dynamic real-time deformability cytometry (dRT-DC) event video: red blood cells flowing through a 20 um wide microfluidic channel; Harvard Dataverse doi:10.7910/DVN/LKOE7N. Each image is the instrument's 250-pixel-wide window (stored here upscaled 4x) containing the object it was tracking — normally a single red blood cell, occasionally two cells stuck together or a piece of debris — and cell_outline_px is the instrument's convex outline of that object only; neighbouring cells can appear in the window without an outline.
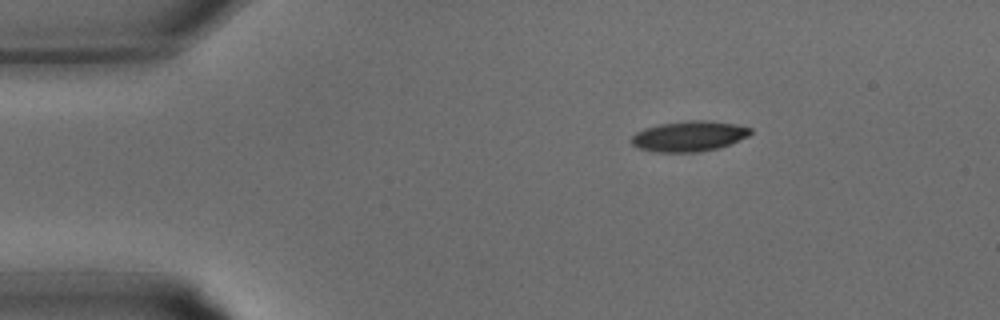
{"species": "common noctule bat (a hibernating species)", "species_latin": "Nyctalus noctula", "temperature_condition": "warm", "stored_images_in_passage": 28, "camera_frame_rate_fps": 3000, "um_per_image_px": 0.085, "animal": {"sex": "male", "body_mass_g": 15.6}, "frame": {"image": 1, "passage_image": 1, "time_ms": 0.0, "image_size_px": [1000, 320], "cell_outline_px": [[752, 132], [748, 136], [720, 148], [696, 152], [652, 152], [640, 148], [632, 144], [632, 136], [636, 132], [644, 128], [660, 124], [688, 120], [704, 120], [736, 124], [752, 128]], "centroid_in_image_um": [58.58, 11.58], "position_along_channel_um": 26.4, "area_um2": 21.1}}
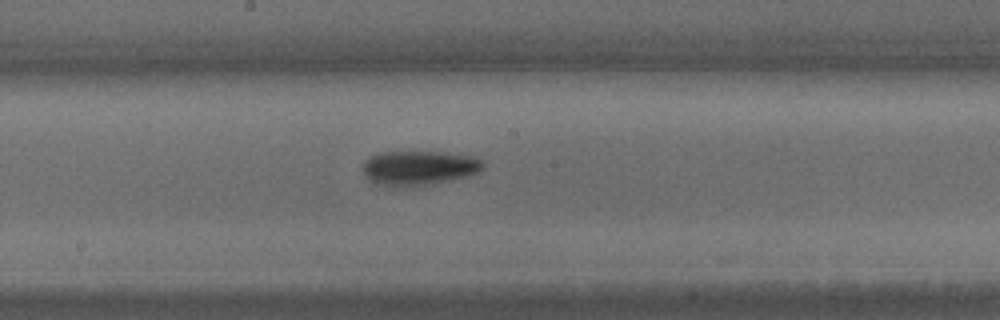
{"frame": {"image": 2, "passage_image": 13, "time_ms": 4.0, "image_size_px": [1000, 320], "cell_outline_px": [[484, 168], [480, 172], [464, 176], [428, 184], [396, 188], [376, 184], [368, 180], [364, 172], [364, 160], [368, 156], [380, 152], [440, 152], [480, 156], [484, 160]], "centroid_in_image_um": [35.61, 14.26], "position_along_channel_um": 212.6, "area_um2": 24.45}}
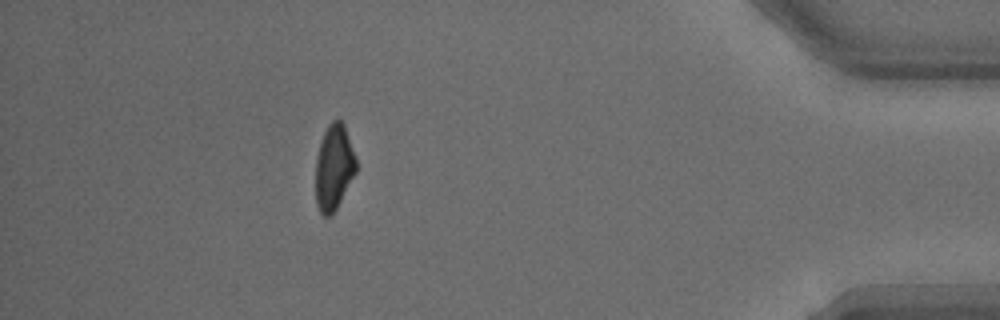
{"frame": {"image": 3, "passage_image": 25, "time_ms": 8.0, "image_size_px": [1000, 320], "cell_outline_px": [[356, 172], [332, 216], [324, 216], [320, 212], [316, 204], [316, 156], [320, 140], [328, 124], [332, 120], [340, 120], [344, 124], [356, 156]], "centroid_in_image_um": [28.38, 14.21], "position_along_channel_um": 406.8, "area_um2": 20.29}}